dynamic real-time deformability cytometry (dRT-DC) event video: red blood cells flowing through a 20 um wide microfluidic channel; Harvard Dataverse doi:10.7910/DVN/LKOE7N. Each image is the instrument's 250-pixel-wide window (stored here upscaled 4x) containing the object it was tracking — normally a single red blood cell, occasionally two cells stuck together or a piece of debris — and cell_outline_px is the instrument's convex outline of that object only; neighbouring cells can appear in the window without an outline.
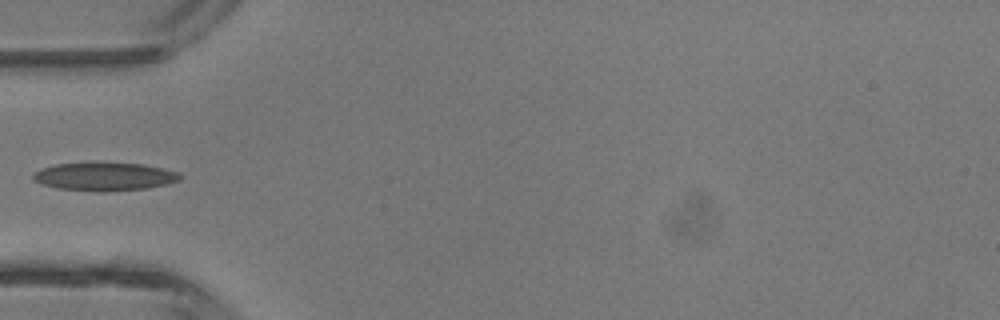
{"species": "common noctule bat (a hibernating species)", "species_latin": "Nyctalus noctula", "temperature_condition": "room temperature", "stored_images_in_passage": 4, "camera_frame_rate_fps": 3000, "um_per_image_px": 0.085, "animal": {"sex": "male", "body_mass_g": 13.3}, "frame": {"image": 1, "passage_image": 4, "time_ms": 3.667, "image_size_px": [1000, 320], "cell_outline_px": [[184, 176], [180, 180], [168, 184], [148, 188], [60, 188], [44, 184], [36, 180], [32, 176], [40, 168], [56, 164], [92, 160], [144, 164], [176, 172]], "centroid_in_image_um": [8.92, 14.9], "position_along_channel_um": 76.1, "area_um2": 23.47}}